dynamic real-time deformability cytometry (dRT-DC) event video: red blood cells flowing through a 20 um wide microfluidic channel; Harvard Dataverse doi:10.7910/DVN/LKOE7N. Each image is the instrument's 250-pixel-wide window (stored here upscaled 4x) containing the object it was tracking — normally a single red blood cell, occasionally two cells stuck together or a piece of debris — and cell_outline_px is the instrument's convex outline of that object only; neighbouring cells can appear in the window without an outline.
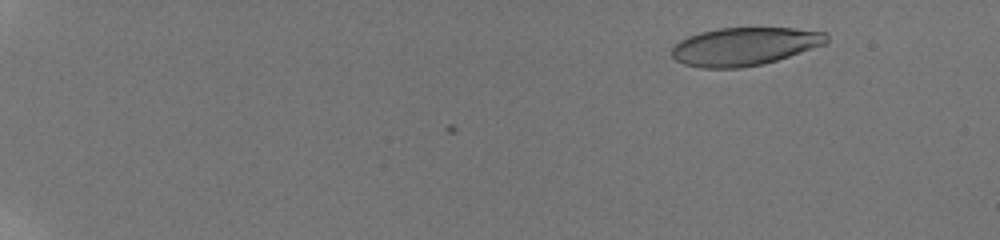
{"species": "human", "species_latin": "Homo sapiens", "temperature_condition": "room temperature", "stored_images_in_passage": 26, "camera_frame_rate_fps": 3000, "um_per_image_px": 0.085, "donor": {"sex": "male"}, "frame": {"image": 1, "passage_image": 8, "time_ms": 2.667, "image_size_px": [1000, 240], "cell_outline_px": [[828, 44], [764, 64], [740, 68], [704, 68], [684, 64], [676, 60], [672, 56], [672, 48], [680, 40], [688, 36], [700, 32], [720, 28], [792, 28], [828, 32]], "centroid_in_image_um": [63.33, 3.94], "position_along_channel_um": 21.7, "area_um2": 34.51}}
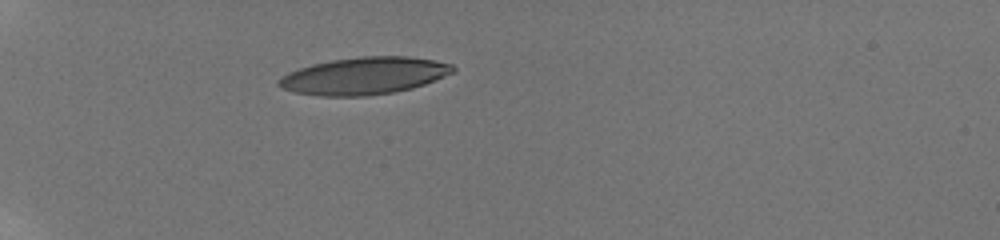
{"frame": {"image": 2, "passage_image": 17, "time_ms": 7.0, "image_size_px": [1000, 240], "cell_outline_px": [[456, 72], [424, 84], [412, 88], [392, 92], [364, 96], [320, 96], [296, 92], [280, 88], [276, 84], [276, 80], [280, 76], [288, 72], [312, 64], [332, 60], [360, 56], [408, 56], [432, 60], [452, 64], [456, 68]], "centroid_in_image_um": [30.93, 6.44], "position_along_channel_um": 54.1, "area_um2": 37.86}}
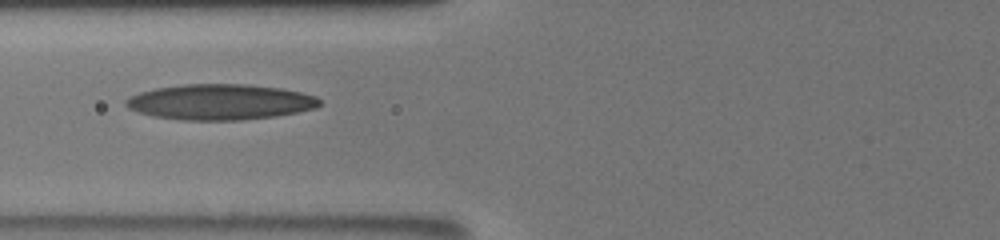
{"frame": {"image": 3, "passage_image": 24, "time_ms": 9.333, "image_size_px": [1000, 240], "cell_outline_px": [[320, 104], [316, 108], [296, 112], [272, 116], [240, 120], [180, 120], [152, 116], [128, 108], [124, 104], [124, 100], [128, 96], [140, 92], [156, 88], [184, 84], [248, 84], [280, 88], [300, 92], [316, 96], [320, 100]], "centroid_in_image_um": [18.67, 8.66], "position_along_channel_um": 107.1, "area_um2": 40.17}}